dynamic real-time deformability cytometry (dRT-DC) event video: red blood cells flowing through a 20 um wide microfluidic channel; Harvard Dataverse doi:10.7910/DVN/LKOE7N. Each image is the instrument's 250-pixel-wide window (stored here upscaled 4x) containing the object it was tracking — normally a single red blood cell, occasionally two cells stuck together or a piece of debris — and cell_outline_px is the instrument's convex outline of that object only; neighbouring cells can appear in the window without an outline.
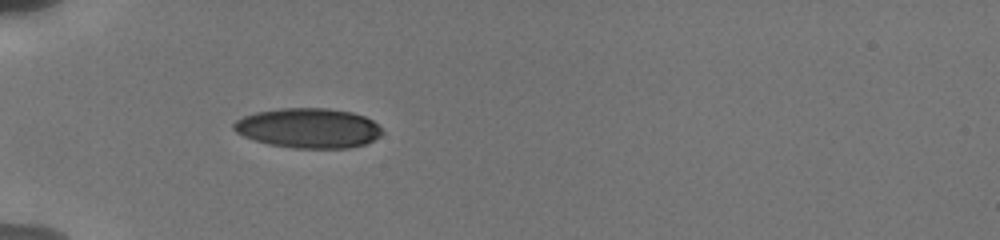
{"species": "human", "species_latin": "Homo sapiens", "temperature_condition": "cold", "stored_images_in_passage": 2, "camera_frame_rate_fps": 3000, "um_per_image_px": 0.085, "donor": {"sex": "male"}, "frame": {"image": 1, "passage_image": 1, "time_ms": 0.0, "image_size_px": [1000, 240], "cell_outline_px": [[384, 132], [380, 136], [364, 144], [348, 148], [292, 148], [268, 144], [244, 136], [236, 132], [232, 128], [232, 124], [236, 120], [244, 116], [256, 112], [280, 108], [328, 108], [352, 112], [364, 116], [372, 120]], "centroid_in_image_um": [26.2, 10.88], "position_along_channel_um": 58.8, "area_um2": 34.45}}